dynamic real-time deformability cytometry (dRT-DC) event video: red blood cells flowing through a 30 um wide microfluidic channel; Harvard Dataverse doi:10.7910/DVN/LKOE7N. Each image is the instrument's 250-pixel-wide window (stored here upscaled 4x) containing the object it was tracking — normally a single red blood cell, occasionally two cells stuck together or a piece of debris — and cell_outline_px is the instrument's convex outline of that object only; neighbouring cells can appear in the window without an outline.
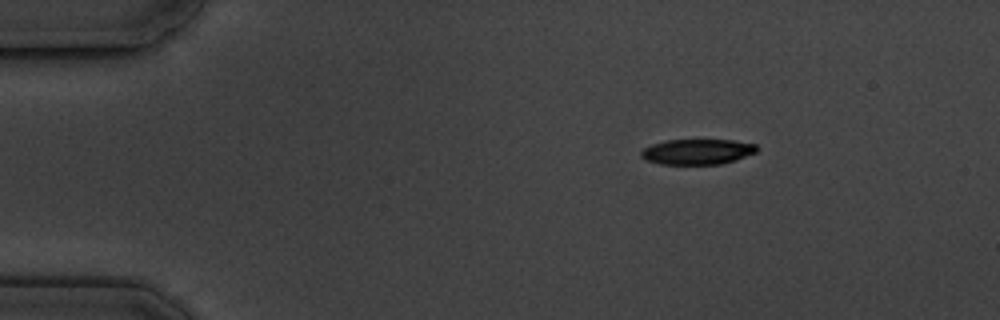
{"species": "common noctule bat (a hibernating species)", "species_latin": "Nyctalus noctula", "temperature_condition": "cold", "stored_images_in_passage": 8, "camera_frame_rate_fps": 3000, "um_per_image_px": 0.085, "animal": {"sex": "male", "body_mass_g": 19.5, "forearm_length_mm": 54.6}, "frame": {"image": 1, "passage_image": 1, "time_ms": 0.0, "image_size_px": [1000, 320], "cell_outline_px": [[756, 152], [736, 160], [720, 164], [660, 164], [648, 160], [640, 156], [640, 152], [644, 148], [652, 144], [664, 140], [732, 140], [756, 144]], "centroid_in_image_um": [59.26, 12.89], "position_along_channel_um": 25.7, "area_um2": 17.05}}
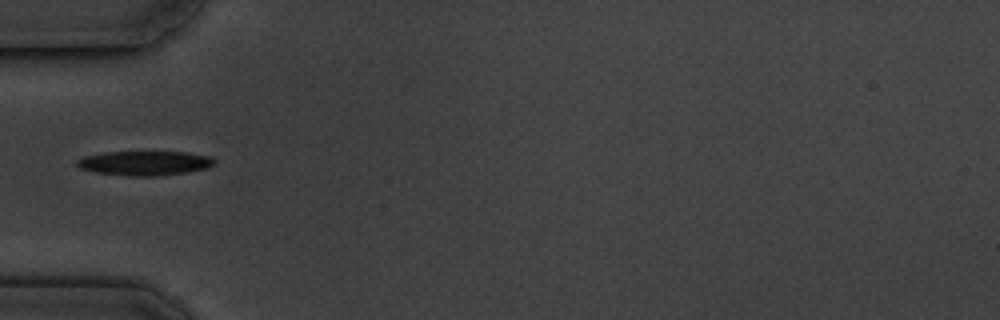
{"frame": {"image": 2, "passage_image": 4, "time_ms": 3.333, "image_size_px": [1000, 320], "cell_outline_px": [[216, 164], [208, 168], [188, 172], [156, 176], [128, 176], [96, 172], [80, 168], [76, 164], [76, 160], [84, 156], [104, 152], [188, 152], [212, 156], [216, 160]], "centroid_in_image_um": [12.35, 13.86], "position_along_channel_um": 72.6, "area_um2": 19.77}}
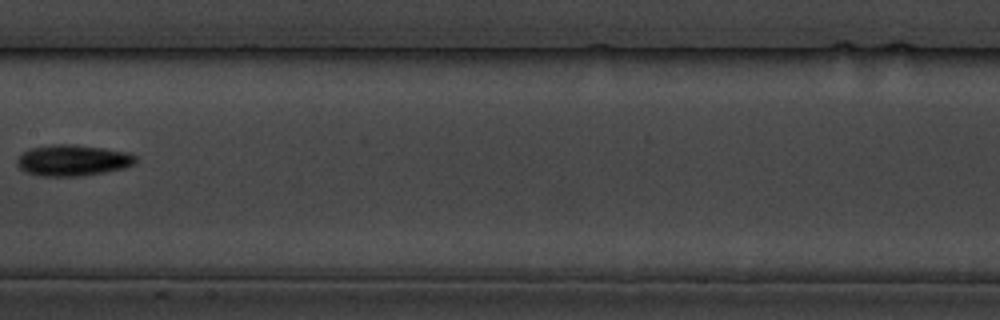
{"frame": {"image": 3, "passage_image": 7, "time_ms": 7.0, "image_size_px": [1000, 320], "cell_outline_px": [[136, 160], [132, 164], [124, 168], [104, 172], [80, 176], [40, 176], [28, 172], [20, 168], [16, 164], [16, 160], [28, 148], [52, 144], [72, 144], [104, 148], [128, 152], [136, 156]], "centroid_in_image_um": [6.17, 13.62], "position_along_channel_um": 201.2, "area_um2": 21.44}}